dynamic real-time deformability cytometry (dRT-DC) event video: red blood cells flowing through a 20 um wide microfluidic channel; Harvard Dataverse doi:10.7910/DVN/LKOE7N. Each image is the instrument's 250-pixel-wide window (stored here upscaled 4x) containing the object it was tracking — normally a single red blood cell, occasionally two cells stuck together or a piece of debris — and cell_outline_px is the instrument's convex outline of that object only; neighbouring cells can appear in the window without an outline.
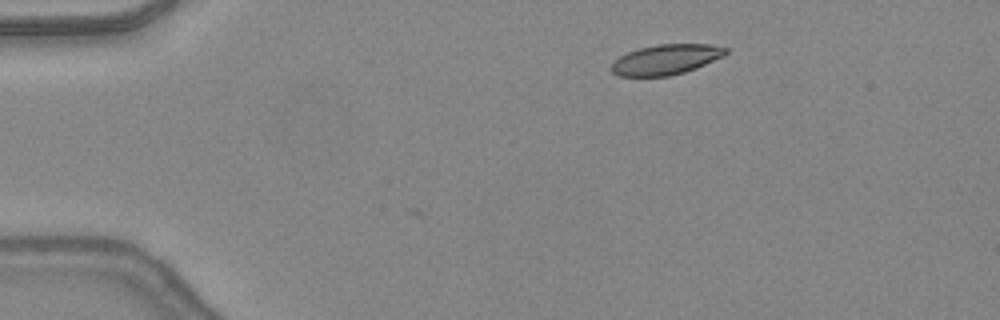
{"species": "common noctule bat (a hibernating species)", "species_latin": "Nyctalus noctula", "temperature_condition": "warm", "stored_images_in_passage": 3, "camera_frame_rate_fps": 3000, "um_per_image_px": 0.085, "animal": {"sex": "female", "body_mass_g": 24.6, "forearm_length_mm": 56.2}, "frame": {"image": 1, "passage_image": 3, "time_ms": 0.667, "image_size_px": [1000, 320], "cell_outline_px": [[728, 52], [724, 56], [696, 68], [684, 72], [668, 76], [616, 76], [608, 68], [620, 56], [628, 52], [640, 48], [656, 44], [708, 44], [728, 48]], "centroid_in_image_um": [56.6, 5.06], "position_along_channel_um": 28.4, "area_um2": 20.11}}